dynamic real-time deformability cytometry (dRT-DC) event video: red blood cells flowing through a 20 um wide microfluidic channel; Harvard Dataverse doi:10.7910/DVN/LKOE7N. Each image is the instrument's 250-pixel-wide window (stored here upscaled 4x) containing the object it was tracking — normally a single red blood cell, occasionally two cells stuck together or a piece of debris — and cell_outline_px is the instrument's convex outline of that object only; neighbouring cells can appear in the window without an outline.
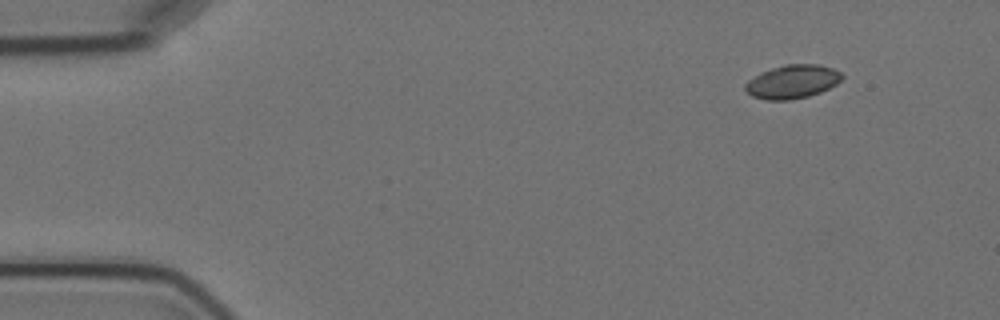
{"species": "Egyptian fruit bat (a non-hibernating species)", "species_latin": "Rousettus aegyptiacus", "temperature_condition": "cold", "stored_images_in_passage": 4, "camera_frame_rate_fps": 3000, "um_per_image_px": 0.085, "animal": {"sex": "female"}, "frame": {"image": 1, "passage_image": 1, "time_ms": 0.0, "image_size_px": [1000, 320], "cell_outline_px": [[844, 76], [836, 84], [820, 92], [808, 96], [792, 100], [764, 100], [752, 96], [744, 88], [744, 84], [748, 80], [760, 72], [784, 64], [820, 64], [832, 68], [840, 72]], "centroid_in_image_um": [67.33, 6.94], "position_along_channel_um": 17.7, "area_um2": 19.02}}
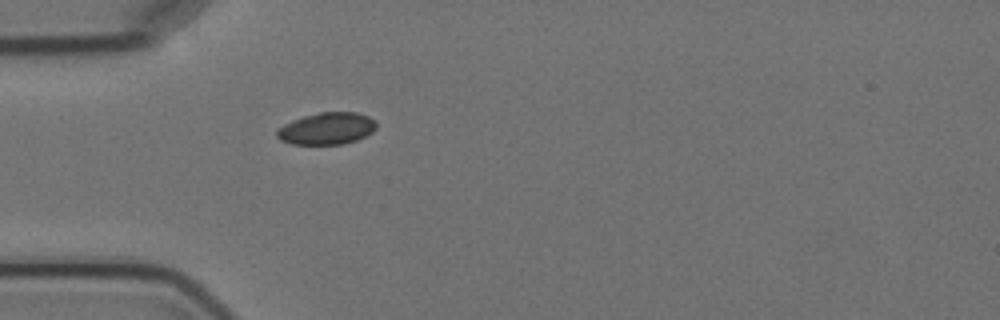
{"frame": {"image": 2, "passage_image": 4, "time_ms": 3.667, "image_size_px": [1000, 320], "cell_outline_px": [[376, 128], [372, 132], [356, 140], [340, 144], [292, 144], [280, 140], [276, 136], [276, 128], [292, 120], [304, 116], [320, 112], [356, 112], [368, 116], [376, 120]], "centroid_in_image_um": [27.75, 10.92], "position_along_channel_um": 57.2, "area_um2": 18.55}}